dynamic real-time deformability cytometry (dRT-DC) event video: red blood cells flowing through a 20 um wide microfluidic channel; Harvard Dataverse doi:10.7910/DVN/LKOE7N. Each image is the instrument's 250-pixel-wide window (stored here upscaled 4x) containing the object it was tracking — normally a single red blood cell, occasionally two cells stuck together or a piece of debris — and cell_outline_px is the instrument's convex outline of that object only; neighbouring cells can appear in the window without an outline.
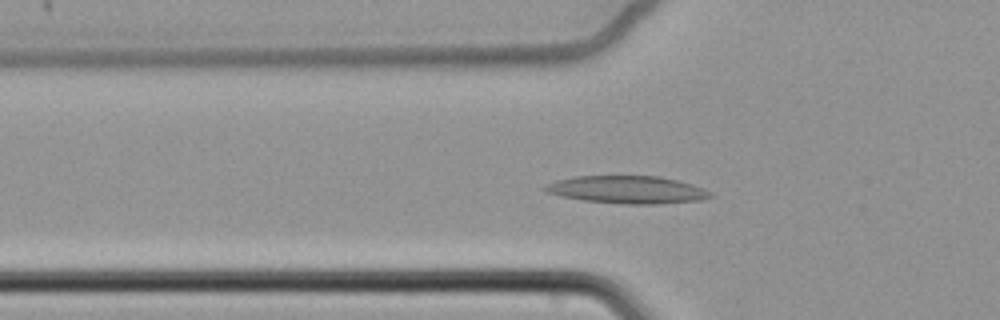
{"species": "common noctule bat (a hibernating species)", "species_latin": "Nyctalus noctula", "temperature_condition": "cold", "stored_images_in_passage": 66, "camera_frame_rate_fps": 3000, "um_per_image_px": 0.085, "animal": {"sex": "female", "body_mass_g": 22.7, "forearm_length_mm": 54.2}, "frame": {"image": 1, "passage_image": 26, "time_ms": 8.333, "image_size_px": [1000, 320], "cell_outline_px": [[712, 196], [700, 200], [660, 204], [624, 204], [584, 200], [560, 196], [548, 192], [540, 188], [556, 180], [572, 176], [660, 176], [692, 184], [704, 188], [712, 192]], "centroid_in_image_um": [53.32, 16.12], "position_along_channel_um": 72.5, "area_um2": 26.65}}
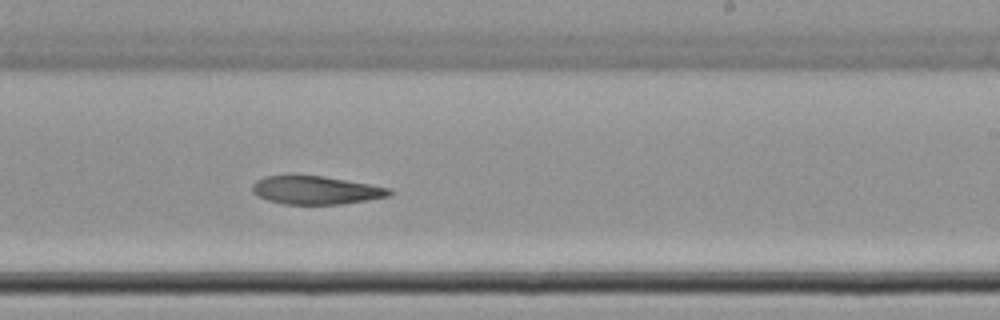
{"frame": {"image": 2, "passage_image": 43, "time_ms": 14.0, "image_size_px": [1000, 320], "cell_outline_px": [[392, 192], [388, 196], [340, 204], [284, 204], [268, 200], [252, 192], [252, 184], [256, 180], [264, 176], [288, 172], [324, 176], [392, 188]], "centroid_in_image_um": [26.76, 16.11], "position_along_channel_um": 262.2, "area_um2": 23.12}}
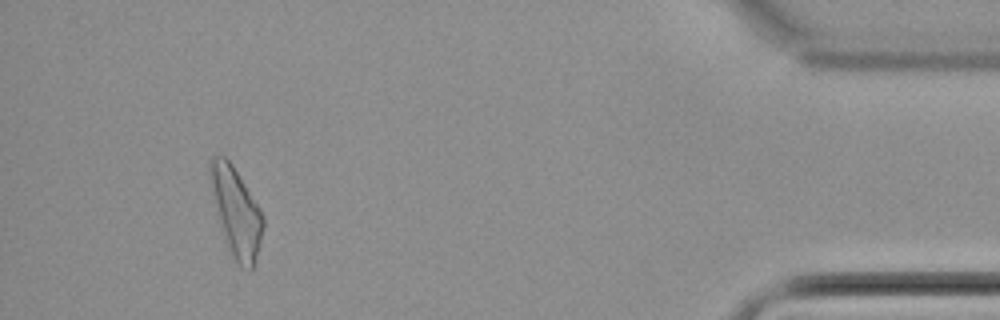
{"frame": {"image": 3, "passage_image": 62, "time_ms": 20.333, "image_size_px": [1000, 320], "cell_outline_px": [[264, 228], [260, 244], [252, 272], [248, 272], [232, 260], [228, 248], [220, 220], [208, 176], [208, 160], [212, 156], [224, 156], [232, 164], [260, 208], [264, 216]], "centroid_in_image_um": [20.09, 18.05], "position_along_channel_um": 415.1, "area_um2": 27.28}}